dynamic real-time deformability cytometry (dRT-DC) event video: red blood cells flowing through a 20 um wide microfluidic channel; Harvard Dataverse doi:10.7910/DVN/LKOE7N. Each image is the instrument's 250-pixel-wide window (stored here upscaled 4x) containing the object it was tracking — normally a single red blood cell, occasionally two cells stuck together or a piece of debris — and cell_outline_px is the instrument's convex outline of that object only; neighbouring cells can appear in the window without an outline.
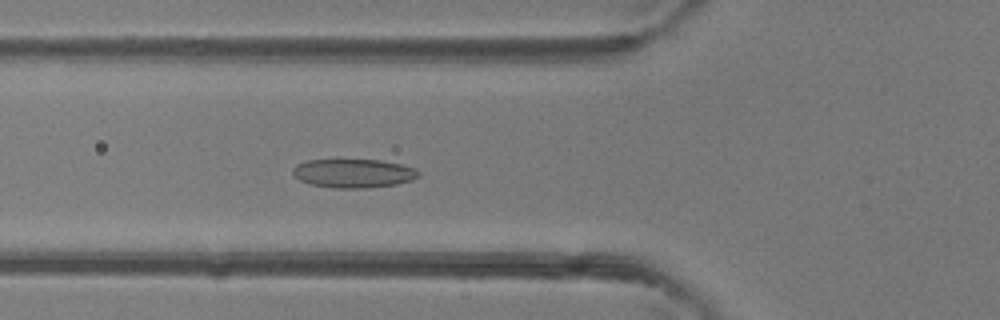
{"species": "common noctule bat (a hibernating species)", "species_latin": "Nyctalus noctula", "temperature_condition": "room temperature", "stored_images_in_passage": 47, "camera_frame_rate_fps": 3000, "um_per_image_px": 0.085, "animal": {"sex": "female"}, "frame": {"image": 1, "passage_image": 17, "time_ms": 5.333, "image_size_px": [1000, 320], "cell_outline_px": [[420, 176], [412, 180], [396, 184], [368, 188], [336, 188], [308, 184], [292, 176], [292, 168], [296, 164], [308, 160], [340, 156], [380, 160], [400, 164], [416, 168], [420, 172]], "centroid_in_image_um": [29.99, 14.68], "position_along_channel_um": 95.8, "area_um2": 22.31}}
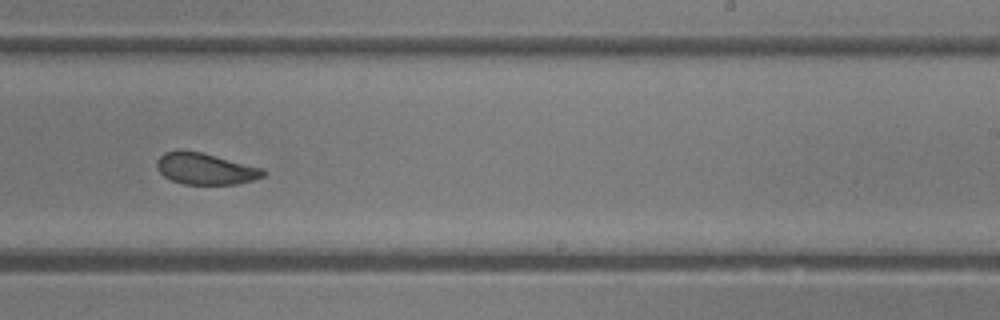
{"frame": {"image": 2, "passage_image": 29, "time_ms": 9.333, "image_size_px": [1000, 320], "cell_outline_px": [[268, 172], [264, 176], [252, 180], [236, 184], [184, 184], [172, 180], [164, 176], [156, 168], [156, 160], [164, 152], [180, 148], [200, 152], [264, 168]], "centroid_in_image_um": [17.44, 14.32], "position_along_channel_um": 271.6, "area_um2": 19.71}}
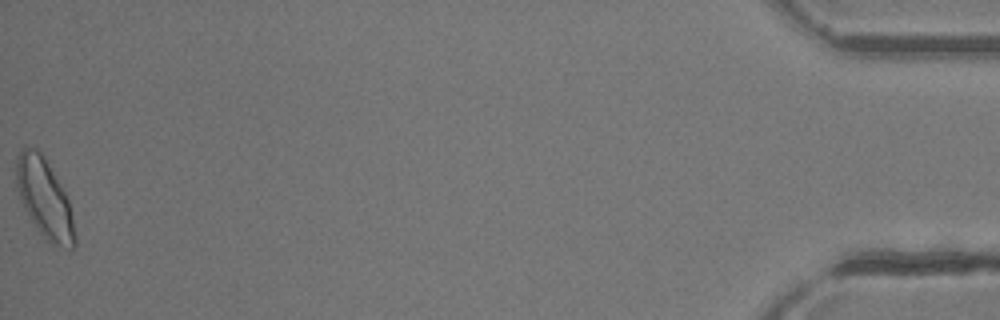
{"frame": {"image": 3, "passage_image": 47, "time_ms": 15.333, "image_size_px": [1000, 320], "cell_outline_px": [[76, 244], [72, 248], [52, 244], [40, 232], [24, 208], [20, 200], [16, 184], [16, 156], [20, 148], [24, 144], [36, 148], [44, 156], [64, 192], [68, 200], [76, 240]], "centroid_in_image_um": [3.73, 16.79], "position_along_channel_um": 431.5, "area_um2": 26.59}, "authors_computed_cell_mechanics": {"area_um2": 21.5594, "velocity_mm_per_s": 4.3956, "shape_relaxation_time_tau1_ms": 7.9734, "shape_relaxation_time_tau2_ms": 1.4432, "deformation_change_tau1": 0.1737, "deformation_change_tau2": 0.0746}}